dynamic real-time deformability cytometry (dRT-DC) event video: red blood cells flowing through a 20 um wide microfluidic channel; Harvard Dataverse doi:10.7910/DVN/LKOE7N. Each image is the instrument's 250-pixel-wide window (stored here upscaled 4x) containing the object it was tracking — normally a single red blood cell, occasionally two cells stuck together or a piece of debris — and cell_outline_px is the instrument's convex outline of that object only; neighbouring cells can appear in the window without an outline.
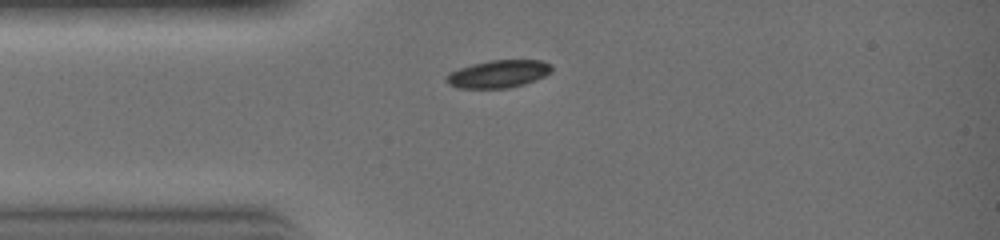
{"species": "common noctule bat (a hibernating species)", "species_latin": "Nyctalus noctula", "temperature_condition": "warm", "stored_images_in_passage": 17, "camera_frame_rate_fps": 3000, "um_per_image_px": 0.085, "animal": {"sex": "female", "body_mass_g": 19.0, "forearm_length_mm": 51.5}, "frame": {"image": 1, "passage_image": 1, "time_ms": 0.0, "image_size_px": [1000, 240], "cell_outline_px": [[552, 72], [536, 80], [524, 84], [508, 88], [456, 88], [448, 84], [444, 80], [444, 76], [448, 72], [472, 64], [488, 60], [540, 60], [552, 64]], "centroid_in_image_um": [42.33, 6.28], "position_along_channel_um": 42.7, "area_um2": 17.22}}
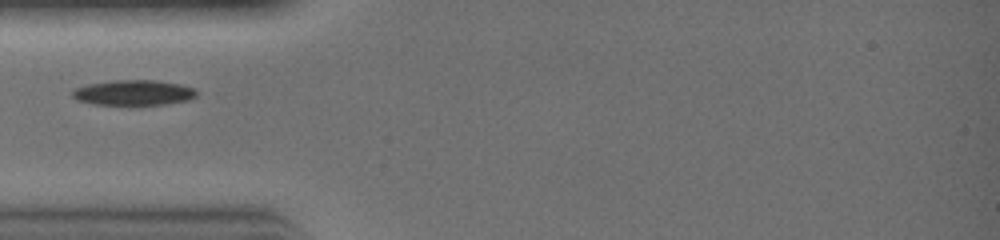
{"frame": {"image": 2, "passage_image": 3, "time_ms": 0.667, "image_size_px": [1000, 240], "cell_outline_px": [[196, 96], [188, 100], [164, 104], [92, 104], [76, 100], [72, 96], [72, 92], [76, 88], [88, 84], [116, 80], [156, 80], [180, 84], [196, 88]], "centroid_in_image_um": [11.37, 7.87], "position_along_channel_um": 73.6, "area_um2": 18.15}}
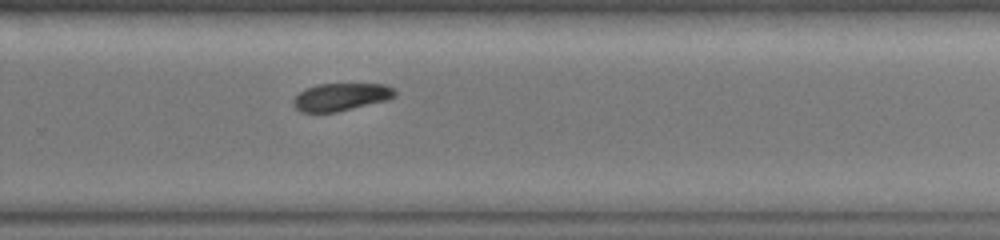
{"frame": {"image": 3, "passage_image": 14, "time_ms": 4.333, "image_size_px": [1000, 240], "cell_outline_px": [[396, 96], [388, 100], [336, 112], [300, 112], [292, 104], [292, 100], [304, 88], [316, 84], [384, 84], [396, 88]], "centroid_in_image_um": [28.99, 8.23], "position_along_channel_um": 300.8, "area_um2": 16.53}}